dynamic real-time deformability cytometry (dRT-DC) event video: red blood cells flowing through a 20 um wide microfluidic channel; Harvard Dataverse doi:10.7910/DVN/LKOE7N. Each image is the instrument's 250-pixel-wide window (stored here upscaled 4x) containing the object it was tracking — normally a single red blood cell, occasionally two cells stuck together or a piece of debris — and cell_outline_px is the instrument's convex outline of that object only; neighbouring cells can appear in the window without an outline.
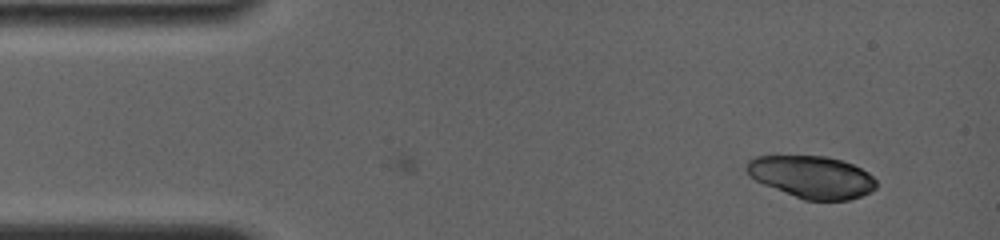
{"species": "common noctule bat (a hibernating species)", "species_latin": "Nyctalus noctula", "temperature_condition": "room temperature", "stored_images_in_passage": 8, "camera_frame_rate_fps": 4000, "um_per_image_px": 0.085, "animal": {"sex": "female", "body_mass_g": 19.0, "forearm_length_mm": 56.7}, "frame": {"image": 1, "passage_image": 8, "time_ms": 2.5, "image_size_px": [1000, 240], "cell_outline_px": [[876, 188], [860, 196], [848, 200], [804, 200], [764, 184], [748, 176], [744, 168], [748, 160], [756, 156], [828, 156], [852, 164], [868, 172], [876, 180]], "centroid_in_image_um": [68.97, 15.03], "position_along_channel_um": 16.0, "area_um2": 31.85}}